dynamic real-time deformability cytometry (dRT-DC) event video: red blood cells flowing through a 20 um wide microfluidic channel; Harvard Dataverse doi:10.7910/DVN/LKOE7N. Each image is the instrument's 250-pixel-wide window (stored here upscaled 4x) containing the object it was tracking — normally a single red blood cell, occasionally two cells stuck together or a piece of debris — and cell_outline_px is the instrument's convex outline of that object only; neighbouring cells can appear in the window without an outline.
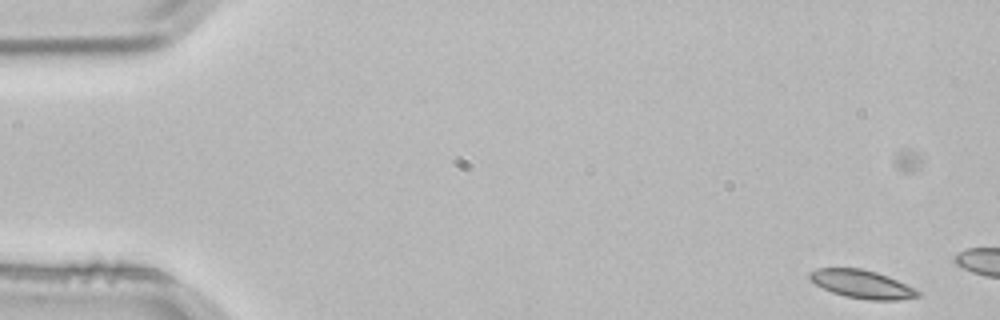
{"species": "common noctule bat (a hibernating species)", "species_latin": "Nyctalus noctula", "temperature_condition": "room temperature", "stored_images_in_passage": 4, "camera_frame_rate_fps": 3000, "um_per_image_px": 0.085, "animal": {"sex": "male", "body_mass_g": 21.5, "forearm_length_mm": 52.0}, "frame": {"image": 1, "passage_image": 1, "time_ms": 0.0, "image_size_px": [1000, 320], "cell_outline_px": [[920, 296], [896, 300], [868, 300], [844, 296], [832, 292], [808, 280], [808, 272], [816, 268], [860, 268], [876, 272], [888, 276], [920, 292]], "centroid_in_image_um": [73.2, 24.15], "position_along_channel_um": 11.8, "area_um2": 17.69}}
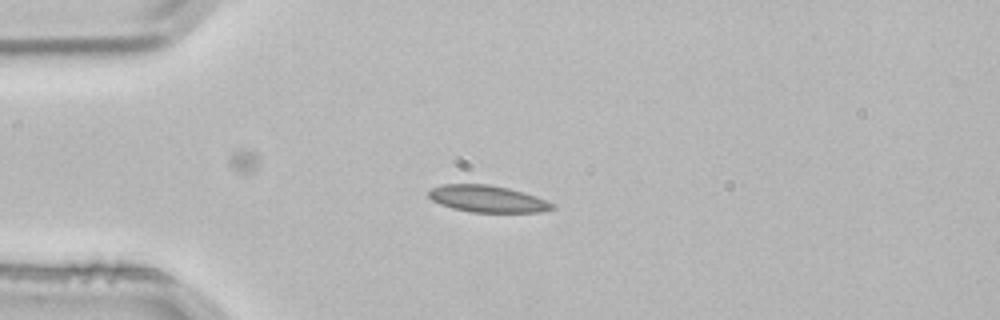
{"frame": {"image": 2, "passage_image": 4, "time_ms": 1.0, "image_size_px": [1000, 320], "cell_outline_px": [[556, 208], [540, 212], [472, 212], [452, 208], [440, 204], [432, 200], [428, 196], [428, 192], [432, 188], [444, 184], [488, 184], [508, 188], [524, 192], [536, 196], [556, 204]], "centroid_in_image_um": [41.46, 16.9], "position_along_channel_um": 43.5, "area_um2": 19.36}}